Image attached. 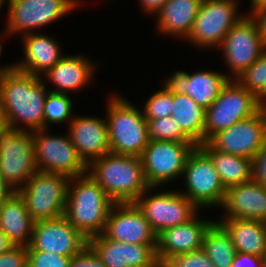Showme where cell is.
<instances>
[{"label":"cell","instance_id":"25","mask_svg":"<svg viewBox=\"0 0 266 267\" xmlns=\"http://www.w3.org/2000/svg\"><path fill=\"white\" fill-rule=\"evenodd\" d=\"M95 66L81 55H64L44 76L57 87L50 91L67 94V90H78L88 85Z\"/></svg>","mask_w":266,"mask_h":267},{"label":"cell","instance_id":"41","mask_svg":"<svg viewBox=\"0 0 266 267\" xmlns=\"http://www.w3.org/2000/svg\"><path fill=\"white\" fill-rule=\"evenodd\" d=\"M250 15L256 21L260 35L266 44V7L255 10Z\"/></svg>","mask_w":266,"mask_h":267},{"label":"cell","instance_id":"14","mask_svg":"<svg viewBox=\"0 0 266 267\" xmlns=\"http://www.w3.org/2000/svg\"><path fill=\"white\" fill-rule=\"evenodd\" d=\"M266 142V105L256 114L215 134L208 143L216 150L253 159Z\"/></svg>","mask_w":266,"mask_h":267},{"label":"cell","instance_id":"31","mask_svg":"<svg viewBox=\"0 0 266 267\" xmlns=\"http://www.w3.org/2000/svg\"><path fill=\"white\" fill-rule=\"evenodd\" d=\"M235 80L266 105V50Z\"/></svg>","mask_w":266,"mask_h":267},{"label":"cell","instance_id":"42","mask_svg":"<svg viewBox=\"0 0 266 267\" xmlns=\"http://www.w3.org/2000/svg\"><path fill=\"white\" fill-rule=\"evenodd\" d=\"M166 1L167 0H140V4H142L143 11L156 14Z\"/></svg>","mask_w":266,"mask_h":267},{"label":"cell","instance_id":"7","mask_svg":"<svg viewBox=\"0 0 266 267\" xmlns=\"http://www.w3.org/2000/svg\"><path fill=\"white\" fill-rule=\"evenodd\" d=\"M38 171L32 132L6 129L0 136V174L15 191Z\"/></svg>","mask_w":266,"mask_h":267},{"label":"cell","instance_id":"12","mask_svg":"<svg viewBox=\"0 0 266 267\" xmlns=\"http://www.w3.org/2000/svg\"><path fill=\"white\" fill-rule=\"evenodd\" d=\"M154 188L149 187L134 203L156 235L167 228L186 223L198 214L199 207L181 191H167L148 197L146 193Z\"/></svg>","mask_w":266,"mask_h":267},{"label":"cell","instance_id":"33","mask_svg":"<svg viewBox=\"0 0 266 267\" xmlns=\"http://www.w3.org/2000/svg\"><path fill=\"white\" fill-rule=\"evenodd\" d=\"M148 122L149 140L176 141L194 143L181 129L179 124L169 117L146 120Z\"/></svg>","mask_w":266,"mask_h":267},{"label":"cell","instance_id":"26","mask_svg":"<svg viewBox=\"0 0 266 267\" xmlns=\"http://www.w3.org/2000/svg\"><path fill=\"white\" fill-rule=\"evenodd\" d=\"M202 0H167L157 12L159 32L187 39Z\"/></svg>","mask_w":266,"mask_h":267},{"label":"cell","instance_id":"18","mask_svg":"<svg viewBox=\"0 0 266 267\" xmlns=\"http://www.w3.org/2000/svg\"><path fill=\"white\" fill-rule=\"evenodd\" d=\"M105 267H161L156 245L125 243L103 234L88 240Z\"/></svg>","mask_w":266,"mask_h":267},{"label":"cell","instance_id":"32","mask_svg":"<svg viewBox=\"0 0 266 267\" xmlns=\"http://www.w3.org/2000/svg\"><path fill=\"white\" fill-rule=\"evenodd\" d=\"M72 105L68 94L48 91L44 103V129L48 128V123L58 125L68 120L71 121Z\"/></svg>","mask_w":266,"mask_h":267},{"label":"cell","instance_id":"2","mask_svg":"<svg viewBox=\"0 0 266 267\" xmlns=\"http://www.w3.org/2000/svg\"><path fill=\"white\" fill-rule=\"evenodd\" d=\"M87 168V174L114 203H134L150 187L141 157L107 153Z\"/></svg>","mask_w":266,"mask_h":267},{"label":"cell","instance_id":"40","mask_svg":"<svg viewBox=\"0 0 266 267\" xmlns=\"http://www.w3.org/2000/svg\"><path fill=\"white\" fill-rule=\"evenodd\" d=\"M231 267H264L263 257L236 252Z\"/></svg>","mask_w":266,"mask_h":267},{"label":"cell","instance_id":"36","mask_svg":"<svg viewBox=\"0 0 266 267\" xmlns=\"http://www.w3.org/2000/svg\"><path fill=\"white\" fill-rule=\"evenodd\" d=\"M161 267H215L200 249L171 257Z\"/></svg>","mask_w":266,"mask_h":267},{"label":"cell","instance_id":"17","mask_svg":"<svg viewBox=\"0 0 266 267\" xmlns=\"http://www.w3.org/2000/svg\"><path fill=\"white\" fill-rule=\"evenodd\" d=\"M125 243L156 245V234L135 203H115L102 233Z\"/></svg>","mask_w":266,"mask_h":267},{"label":"cell","instance_id":"29","mask_svg":"<svg viewBox=\"0 0 266 267\" xmlns=\"http://www.w3.org/2000/svg\"><path fill=\"white\" fill-rule=\"evenodd\" d=\"M171 118L182 131L198 146L204 143L206 110L186 94H173Z\"/></svg>","mask_w":266,"mask_h":267},{"label":"cell","instance_id":"27","mask_svg":"<svg viewBox=\"0 0 266 267\" xmlns=\"http://www.w3.org/2000/svg\"><path fill=\"white\" fill-rule=\"evenodd\" d=\"M217 222L230 235L236 252L263 257L266 249L265 222L224 217Z\"/></svg>","mask_w":266,"mask_h":267},{"label":"cell","instance_id":"49","mask_svg":"<svg viewBox=\"0 0 266 267\" xmlns=\"http://www.w3.org/2000/svg\"><path fill=\"white\" fill-rule=\"evenodd\" d=\"M10 66L0 67V71L9 68Z\"/></svg>","mask_w":266,"mask_h":267},{"label":"cell","instance_id":"28","mask_svg":"<svg viewBox=\"0 0 266 267\" xmlns=\"http://www.w3.org/2000/svg\"><path fill=\"white\" fill-rule=\"evenodd\" d=\"M198 147L211 159L226 189L253 180L252 159L218 151L208 142Z\"/></svg>","mask_w":266,"mask_h":267},{"label":"cell","instance_id":"6","mask_svg":"<svg viewBox=\"0 0 266 267\" xmlns=\"http://www.w3.org/2000/svg\"><path fill=\"white\" fill-rule=\"evenodd\" d=\"M70 177L36 171L18 191L35 222L64 215Z\"/></svg>","mask_w":266,"mask_h":267},{"label":"cell","instance_id":"3","mask_svg":"<svg viewBox=\"0 0 266 267\" xmlns=\"http://www.w3.org/2000/svg\"><path fill=\"white\" fill-rule=\"evenodd\" d=\"M71 182H75L74 188ZM69 183L64 212L67 221L88 240L102 234L115 203L89 174L72 177Z\"/></svg>","mask_w":266,"mask_h":267},{"label":"cell","instance_id":"45","mask_svg":"<svg viewBox=\"0 0 266 267\" xmlns=\"http://www.w3.org/2000/svg\"><path fill=\"white\" fill-rule=\"evenodd\" d=\"M250 2H251L250 3L251 9H250L249 15L255 10H258L262 7H266V0H251Z\"/></svg>","mask_w":266,"mask_h":267},{"label":"cell","instance_id":"13","mask_svg":"<svg viewBox=\"0 0 266 267\" xmlns=\"http://www.w3.org/2000/svg\"><path fill=\"white\" fill-rule=\"evenodd\" d=\"M79 2L80 0H8L5 34H30L32 30L51 24L76 9Z\"/></svg>","mask_w":266,"mask_h":267},{"label":"cell","instance_id":"20","mask_svg":"<svg viewBox=\"0 0 266 267\" xmlns=\"http://www.w3.org/2000/svg\"><path fill=\"white\" fill-rule=\"evenodd\" d=\"M215 221L198 220L197 215L186 223L161 231L156 236V254L162 266L179 254L202 249L206 231Z\"/></svg>","mask_w":266,"mask_h":267},{"label":"cell","instance_id":"39","mask_svg":"<svg viewBox=\"0 0 266 267\" xmlns=\"http://www.w3.org/2000/svg\"><path fill=\"white\" fill-rule=\"evenodd\" d=\"M253 180L266 185V142L252 159Z\"/></svg>","mask_w":266,"mask_h":267},{"label":"cell","instance_id":"44","mask_svg":"<svg viewBox=\"0 0 266 267\" xmlns=\"http://www.w3.org/2000/svg\"><path fill=\"white\" fill-rule=\"evenodd\" d=\"M14 245L9 241L7 235L0 229V255L8 251Z\"/></svg>","mask_w":266,"mask_h":267},{"label":"cell","instance_id":"22","mask_svg":"<svg viewBox=\"0 0 266 267\" xmlns=\"http://www.w3.org/2000/svg\"><path fill=\"white\" fill-rule=\"evenodd\" d=\"M222 207L225 218L249 219L266 223V185L254 180L226 189Z\"/></svg>","mask_w":266,"mask_h":267},{"label":"cell","instance_id":"23","mask_svg":"<svg viewBox=\"0 0 266 267\" xmlns=\"http://www.w3.org/2000/svg\"><path fill=\"white\" fill-rule=\"evenodd\" d=\"M25 60L12 64L19 71L32 74L37 77L43 76L63 57L60 47L55 39L48 35L30 33L23 36Z\"/></svg>","mask_w":266,"mask_h":267},{"label":"cell","instance_id":"4","mask_svg":"<svg viewBox=\"0 0 266 267\" xmlns=\"http://www.w3.org/2000/svg\"><path fill=\"white\" fill-rule=\"evenodd\" d=\"M107 105L110 153L141 157L149 142L143 113L119 96L111 97Z\"/></svg>","mask_w":266,"mask_h":267},{"label":"cell","instance_id":"46","mask_svg":"<svg viewBox=\"0 0 266 267\" xmlns=\"http://www.w3.org/2000/svg\"><path fill=\"white\" fill-rule=\"evenodd\" d=\"M6 124H5V121H4V116H3V113H2V110L0 108V136L2 135V133L6 130Z\"/></svg>","mask_w":266,"mask_h":267},{"label":"cell","instance_id":"15","mask_svg":"<svg viewBox=\"0 0 266 267\" xmlns=\"http://www.w3.org/2000/svg\"><path fill=\"white\" fill-rule=\"evenodd\" d=\"M221 47L232 77L237 78L266 50L258 25L251 15H244L226 34Z\"/></svg>","mask_w":266,"mask_h":267},{"label":"cell","instance_id":"5","mask_svg":"<svg viewBox=\"0 0 266 267\" xmlns=\"http://www.w3.org/2000/svg\"><path fill=\"white\" fill-rule=\"evenodd\" d=\"M264 105L232 78L218 98L206 109L204 143L218 132L256 114Z\"/></svg>","mask_w":266,"mask_h":267},{"label":"cell","instance_id":"21","mask_svg":"<svg viewBox=\"0 0 266 267\" xmlns=\"http://www.w3.org/2000/svg\"><path fill=\"white\" fill-rule=\"evenodd\" d=\"M69 126L70 141L87 166L110 153L107 121L98 117L77 116L72 118Z\"/></svg>","mask_w":266,"mask_h":267},{"label":"cell","instance_id":"8","mask_svg":"<svg viewBox=\"0 0 266 267\" xmlns=\"http://www.w3.org/2000/svg\"><path fill=\"white\" fill-rule=\"evenodd\" d=\"M45 131L40 129L32 132L38 171L63 174L70 178L87 174V165L79 157L69 136H50Z\"/></svg>","mask_w":266,"mask_h":267},{"label":"cell","instance_id":"43","mask_svg":"<svg viewBox=\"0 0 266 267\" xmlns=\"http://www.w3.org/2000/svg\"><path fill=\"white\" fill-rule=\"evenodd\" d=\"M14 192V189L2 178L0 174V206L5 202Z\"/></svg>","mask_w":266,"mask_h":267},{"label":"cell","instance_id":"19","mask_svg":"<svg viewBox=\"0 0 266 267\" xmlns=\"http://www.w3.org/2000/svg\"><path fill=\"white\" fill-rule=\"evenodd\" d=\"M230 80L226 74L212 70L193 74L179 70L164 82L163 87L173 94L188 95L206 110Z\"/></svg>","mask_w":266,"mask_h":267},{"label":"cell","instance_id":"11","mask_svg":"<svg viewBox=\"0 0 266 267\" xmlns=\"http://www.w3.org/2000/svg\"><path fill=\"white\" fill-rule=\"evenodd\" d=\"M182 175L187 190L182 194L199 208L222 206L226 188L211 159L198 146L189 154Z\"/></svg>","mask_w":266,"mask_h":267},{"label":"cell","instance_id":"24","mask_svg":"<svg viewBox=\"0 0 266 267\" xmlns=\"http://www.w3.org/2000/svg\"><path fill=\"white\" fill-rule=\"evenodd\" d=\"M34 224L25 200L18 191L0 206V229L14 246L29 245Z\"/></svg>","mask_w":266,"mask_h":267},{"label":"cell","instance_id":"34","mask_svg":"<svg viewBox=\"0 0 266 267\" xmlns=\"http://www.w3.org/2000/svg\"><path fill=\"white\" fill-rule=\"evenodd\" d=\"M173 105V93L168 92L164 87L162 90L152 94L144 104L142 111L146 120L158 119L171 116Z\"/></svg>","mask_w":266,"mask_h":267},{"label":"cell","instance_id":"9","mask_svg":"<svg viewBox=\"0 0 266 267\" xmlns=\"http://www.w3.org/2000/svg\"><path fill=\"white\" fill-rule=\"evenodd\" d=\"M235 0H202L188 41L199 47H220L229 30L244 16Z\"/></svg>","mask_w":266,"mask_h":267},{"label":"cell","instance_id":"16","mask_svg":"<svg viewBox=\"0 0 266 267\" xmlns=\"http://www.w3.org/2000/svg\"><path fill=\"white\" fill-rule=\"evenodd\" d=\"M87 246L88 239L63 215L35 222L31 241L26 248L73 257L80 254Z\"/></svg>","mask_w":266,"mask_h":267},{"label":"cell","instance_id":"38","mask_svg":"<svg viewBox=\"0 0 266 267\" xmlns=\"http://www.w3.org/2000/svg\"><path fill=\"white\" fill-rule=\"evenodd\" d=\"M69 267H105V265L88 245L80 254L71 258Z\"/></svg>","mask_w":266,"mask_h":267},{"label":"cell","instance_id":"35","mask_svg":"<svg viewBox=\"0 0 266 267\" xmlns=\"http://www.w3.org/2000/svg\"><path fill=\"white\" fill-rule=\"evenodd\" d=\"M27 253V267H69L72 258L39 250H27Z\"/></svg>","mask_w":266,"mask_h":267},{"label":"cell","instance_id":"30","mask_svg":"<svg viewBox=\"0 0 266 267\" xmlns=\"http://www.w3.org/2000/svg\"><path fill=\"white\" fill-rule=\"evenodd\" d=\"M202 250L215 267H231L236 254L230 235L217 221L206 231Z\"/></svg>","mask_w":266,"mask_h":267},{"label":"cell","instance_id":"10","mask_svg":"<svg viewBox=\"0 0 266 267\" xmlns=\"http://www.w3.org/2000/svg\"><path fill=\"white\" fill-rule=\"evenodd\" d=\"M195 147V143L149 140L141 155L147 184L158 187L181 176Z\"/></svg>","mask_w":266,"mask_h":267},{"label":"cell","instance_id":"37","mask_svg":"<svg viewBox=\"0 0 266 267\" xmlns=\"http://www.w3.org/2000/svg\"><path fill=\"white\" fill-rule=\"evenodd\" d=\"M28 253L25 246H13L0 255V267H27Z\"/></svg>","mask_w":266,"mask_h":267},{"label":"cell","instance_id":"48","mask_svg":"<svg viewBox=\"0 0 266 267\" xmlns=\"http://www.w3.org/2000/svg\"><path fill=\"white\" fill-rule=\"evenodd\" d=\"M4 1H5V0H0V9H1V7H2V4L5 3Z\"/></svg>","mask_w":266,"mask_h":267},{"label":"cell","instance_id":"47","mask_svg":"<svg viewBox=\"0 0 266 267\" xmlns=\"http://www.w3.org/2000/svg\"><path fill=\"white\" fill-rule=\"evenodd\" d=\"M263 265H264V267H266V249H265V252L263 255Z\"/></svg>","mask_w":266,"mask_h":267},{"label":"cell","instance_id":"1","mask_svg":"<svg viewBox=\"0 0 266 267\" xmlns=\"http://www.w3.org/2000/svg\"><path fill=\"white\" fill-rule=\"evenodd\" d=\"M41 77L12 65L0 71V108L7 129L33 132L44 129V103L48 94ZM20 122L27 127H20Z\"/></svg>","mask_w":266,"mask_h":267}]
</instances>
